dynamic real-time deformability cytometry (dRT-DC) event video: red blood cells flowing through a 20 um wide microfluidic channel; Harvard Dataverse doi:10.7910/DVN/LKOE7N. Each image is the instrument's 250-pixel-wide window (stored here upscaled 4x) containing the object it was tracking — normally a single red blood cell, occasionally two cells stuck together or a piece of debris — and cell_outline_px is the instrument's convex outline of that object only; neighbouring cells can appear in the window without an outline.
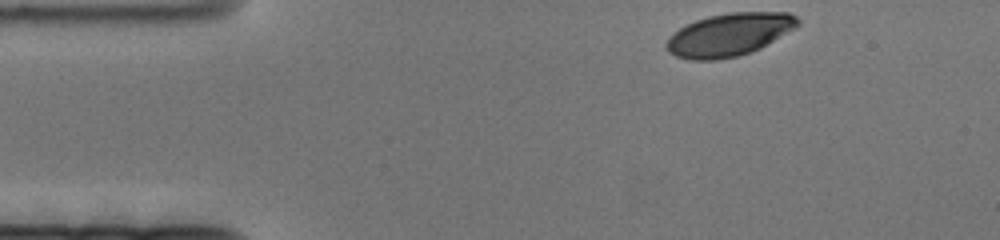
{"species": "human", "species_latin": "Homo sapiens", "temperature_condition": "cold", "stored_images_in_passage": 69, "camera_frame_rate_fps": 3000, "um_per_image_px": 0.085, "donor": {"sex": "female"}, "frame": {"image": 1, "passage_image": 1, "time_ms": 0.0, "image_size_px": [1000, 240], "cell_outline_px": [[796, 24], [792, 28], [772, 40], [748, 52], [736, 56], [712, 60], [696, 60], [676, 56], [668, 48], [668, 40], [680, 28], [696, 20], [712, 16], [732, 12], [788, 12], [796, 16]], "centroid_in_image_um": [61.96, 2.93], "position_along_channel_um": 23.0, "area_um2": 31.21}}
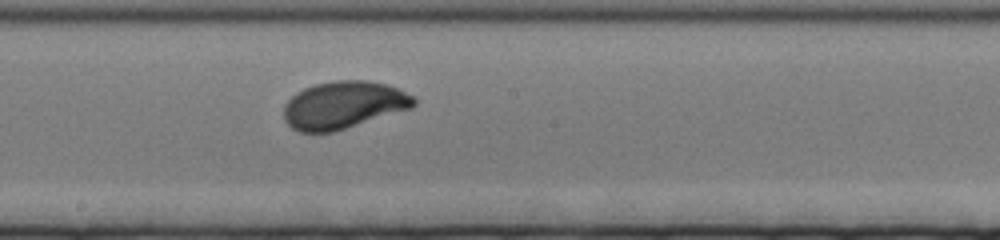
{"frame": {"image": 2, "passage_image": 32, "time_ms": 10.333, "image_size_px": [1000, 240], "cell_outline_px": [[416, 104], [412, 108], [332, 132], [300, 132], [292, 128], [284, 120], [284, 108], [288, 100], [292, 96], [304, 88], [316, 84], [340, 80], [364, 80], [384, 84], [396, 88], [412, 96], [416, 100]], "centroid_in_image_um": [29.19, 8.93], "position_along_channel_um": 219.0, "area_um2": 35.49}}
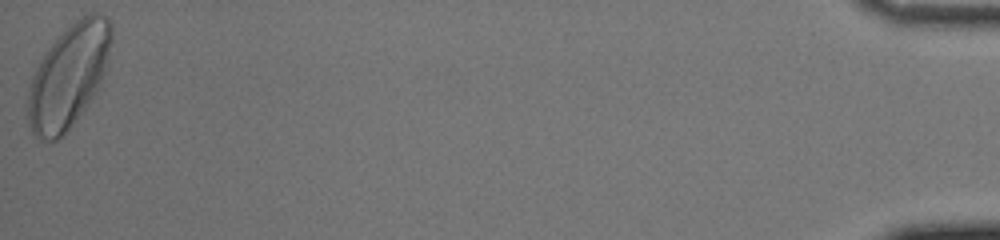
{"frame": {"image": 3, "passage_image": 69, "time_ms": 22.667, "image_size_px": [1000, 240], "cell_outline_px": [[112, 40], [104, 72], [96, 92], [64, 136], [56, 140], [40, 140], [32, 132], [28, 124], [24, 108], [32, 76], [36, 68], [48, 48], [80, 16], [92, 12], [96, 12], [104, 16], [112, 24]], "centroid_in_image_um": [5.8, 6.51], "position_along_channel_um": 429.4, "area_um2": 50.05}}